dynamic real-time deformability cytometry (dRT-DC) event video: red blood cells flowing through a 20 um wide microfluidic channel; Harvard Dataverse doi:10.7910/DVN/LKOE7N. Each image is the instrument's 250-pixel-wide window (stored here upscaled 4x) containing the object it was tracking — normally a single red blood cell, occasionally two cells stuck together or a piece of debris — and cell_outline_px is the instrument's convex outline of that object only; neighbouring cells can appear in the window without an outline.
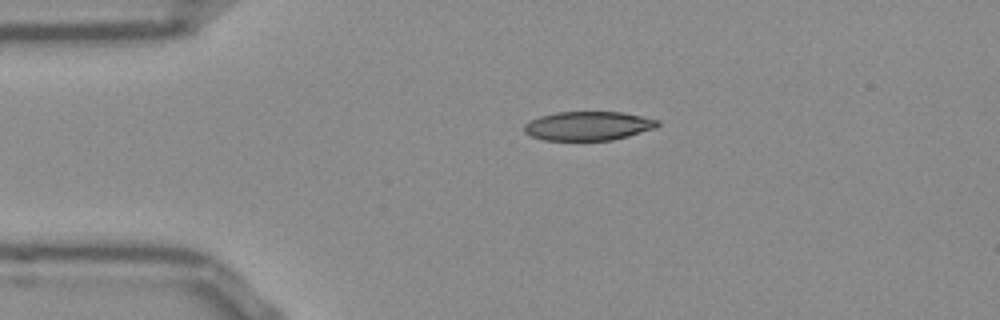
{"species": "Egyptian fruit bat (a non-hibernating species)", "species_latin": "Rousettus aegyptiacus", "temperature_condition": "room temperature", "stored_images_in_passage": 42, "camera_frame_rate_fps": 3000, "um_per_image_px": 0.085, "frame": {"image": 1, "passage_image": 1, "time_ms": 0.0, "image_size_px": [1000, 320], "cell_outline_px": [[660, 124], [656, 128], [628, 136], [612, 140], [544, 140], [532, 136], [524, 132], [524, 124], [540, 116], [556, 112], [620, 112], [660, 120]], "centroid_in_image_um": [50.01, 10.7], "position_along_channel_um": 35.0, "area_um2": 22.43}}
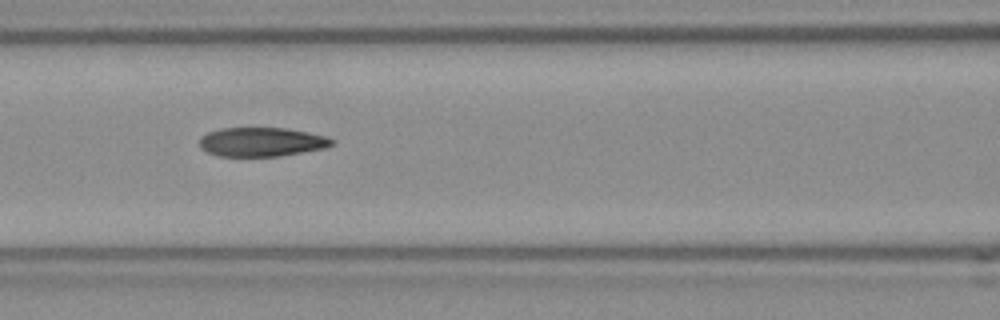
{"frame": {"image": 2, "passage_image": 12, "time_ms": 3.667, "image_size_px": [1000, 320], "cell_outline_px": [[336, 140], [332, 144], [324, 148], [276, 156], [220, 156], [208, 152], [200, 148], [200, 136], [208, 132], [220, 128], [288, 128], [328, 136]], "centroid_in_image_um": [22.23, 12.05], "position_along_channel_um": 144.4, "area_um2": 22.37}}
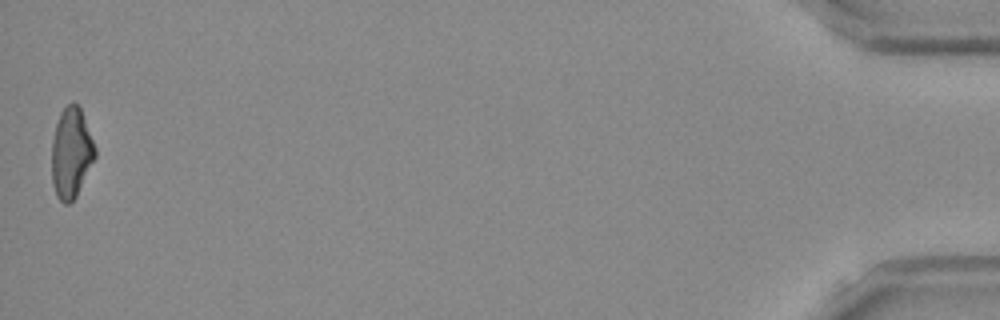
{"frame": {"image": 3, "passage_image": 42, "time_ms": 13.667, "image_size_px": [1000, 320], "cell_outline_px": [[96, 156], [76, 196], [68, 204], [64, 204], [56, 196], [52, 184], [52, 140], [56, 124], [60, 112], [72, 100], [80, 108], [96, 148]], "centroid_in_image_um": [6.04, 13.0], "position_along_channel_um": 429.2, "area_um2": 22.72}, "authors_computed_cell_mechanics": {"area_um2": 23.0911, "velocity_mm_per_s": 3.848, "shape_relaxation_time_tau1_ms": null, "shape_relaxation_time_tau2_ms": 3.7999, "deformation_change_tau1": null, "deformation_change_tau2": 0.1074}}